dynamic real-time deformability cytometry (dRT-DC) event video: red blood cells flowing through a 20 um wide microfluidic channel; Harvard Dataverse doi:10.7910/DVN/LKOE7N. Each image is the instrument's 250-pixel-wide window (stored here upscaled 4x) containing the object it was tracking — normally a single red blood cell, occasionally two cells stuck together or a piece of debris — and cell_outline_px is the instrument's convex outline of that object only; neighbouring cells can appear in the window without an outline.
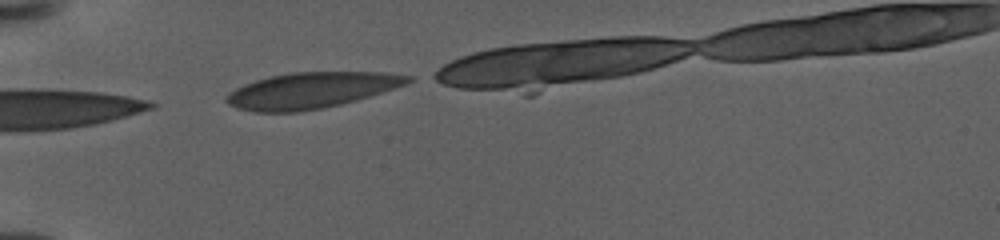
{"species": "human", "species_latin": "Homo sapiens", "temperature_condition": "warm", "stored_images_in_passage": 6, "camera_frame_rate_fps": 3000, "um_per_image_px": 0.085, "donor": {"sex": "female"}, "frame": {"image": 1, "passage_image": 1, "time_ms": 0.0, "image_size_px": [1000, 240], "cell_outline_px": [[416, 76], [408, 84], [356, 100], [340, 104], [320, 108], [296, 112], [256, 112], [240, 108], [228, 104], [224, 100], [224, 96], [236, 88], [244, 84], [256, 80], [272, 76], [292, 72], [380, 72]], "centroid_in_image_um": [26.48, 7.67], "position_along_channel_um": 58.5, "area_um2": 37.8}}
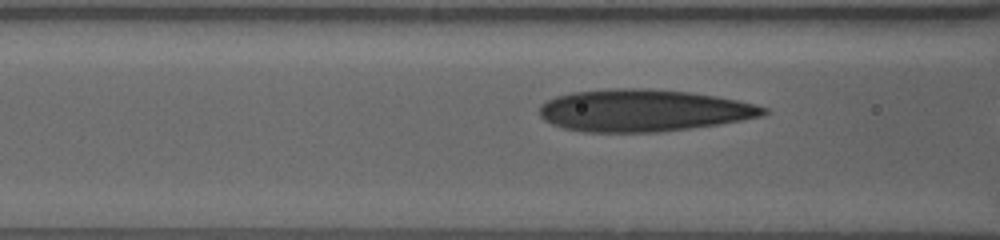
{"frame": {"image": 2, "passage_image": 4, "time_ms": 1.0, "image_size_px": [1000, 240], "cell_outline_px": [[768, 112], [764, 116], [720, 124], [656, 132], [584, 132], [564, 128], [552, 124], [544, 120], [540, 116], [540, 104], [556, 96], [572, 92], [612, 88], [648, 88], [688, 92], [716, 96], [756, 104], [768, 108]], "centroid_in_image_um": [54.68, 9.38], "position_along_channel_um": 111.9, "area_um2": 55.03}}